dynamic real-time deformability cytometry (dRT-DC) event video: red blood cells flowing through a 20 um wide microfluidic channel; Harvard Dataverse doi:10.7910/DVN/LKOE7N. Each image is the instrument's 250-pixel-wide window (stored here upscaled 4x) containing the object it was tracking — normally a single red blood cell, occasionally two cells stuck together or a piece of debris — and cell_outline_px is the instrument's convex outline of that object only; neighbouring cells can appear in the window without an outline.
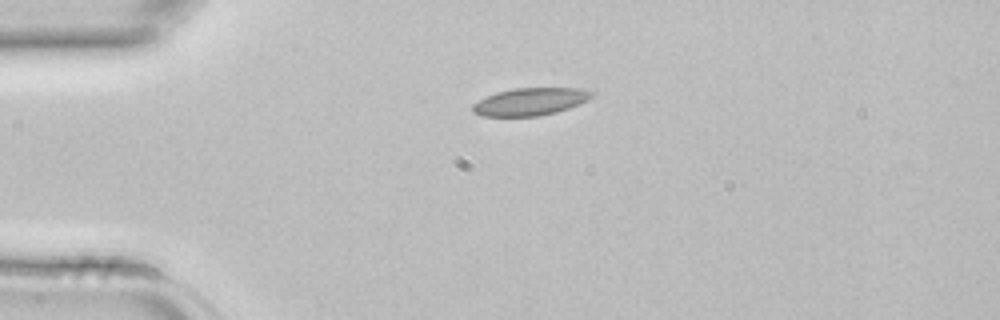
{"species": "common noctule bat (a hibernating species)", "species_latin": "Nyctalus noctula", "temperature_condition": "room temperature", "stored_images_in_passage": 2, "camera_frame_rate_fps": 3000, "um_per_image_px": 0.085, "animal": {"sex": "female", "body_mass_g": 22.7, "forearm_length_mm": 54.2}, "frame": {"image": 1, "passage_image": 1, "time_ms": 0.0, "image_size_px": [1000, 320], "cell_outline_px": [[592, 96], [588, 100], [580, 104], [556, 112], [540, 116], [480, 116], [472, 112], [472, 104], [496, 92], [512, 88], [580, 88], [592, 92]], "centroid_in_image_um": [45.05, 8.64], "position_along_channel_um": 39.9, "area_um2": 19.07}}
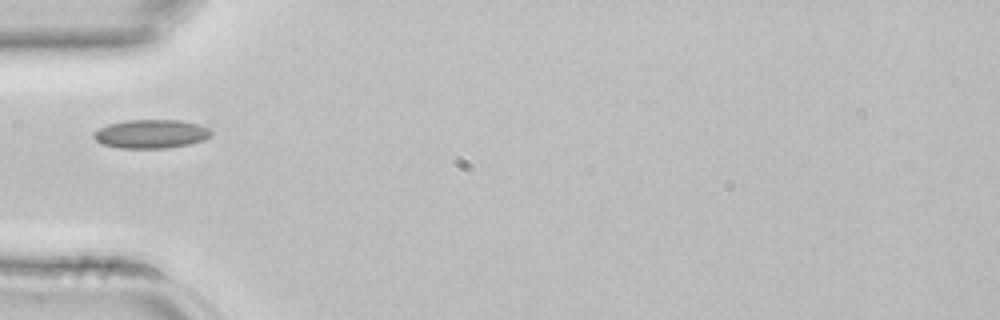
{"frame": {"image": 2, "passage_image": 2, "time_ms": 0.333, "image_size_px": [1000, 320], "cell_outline_px": [[212, 136], [204, 140], [188, 144], [168, 148], [120, 148], [100, 144], [92, 136], [100, 128], [108, 124], [128, 120], [212, 120]], "centroid_in_image_um": [13.06, 11.34], "position_along_channel_um": 71.9, "area_um2": 20.63}}